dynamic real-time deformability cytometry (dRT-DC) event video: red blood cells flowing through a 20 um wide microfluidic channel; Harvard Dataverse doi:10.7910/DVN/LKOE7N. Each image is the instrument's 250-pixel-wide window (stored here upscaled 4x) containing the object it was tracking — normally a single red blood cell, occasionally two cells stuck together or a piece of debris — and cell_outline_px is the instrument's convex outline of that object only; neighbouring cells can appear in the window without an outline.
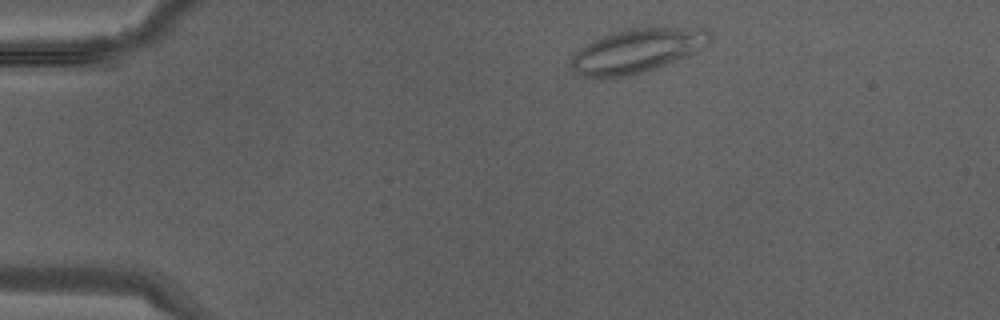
{"species": "Egyptian fruit bat (a non-hibernating species)", "species_latin": "Rousettus aegyptiacus", "temperature_condition": "warm", "stored_images_in_passage": 8, "camera_frame_rate_fps": 3000, "um_per_image_px": 0.085, "animal": {"sex": "male"}, "frame": {"image": 1, "passage_image": 2, "time_ms": 0.333, "image_size_px": [1000, 320], "cell_outline_px": [[712, 40], [704, 48], [696, 52], [676, 60], [644, 72], [628, 76], [604, 80], [592, 80], [580, 76], [572, 68], [572, 56], [584, 44], [608, 32], [628, 28], [656, 24], [704, 28], [712, 36]], "centroid_in_image_um": [54.15, 4.28], "position_along_channel_um": 30.8, "area_um2": 37.34}}